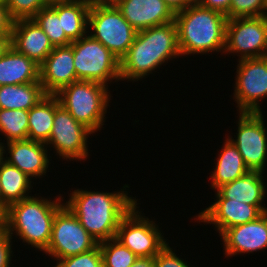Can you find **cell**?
<instances>
[{
  "mask_svg": "<svg viewBox=\"0 0 267 267\" xmlns=\"http://www.w3.org/2000/svg\"><path fill=\"white\" fill-rule=\"evenodd\" d=\"M122 188L114 192L75 189L64 204L99 243L116 237L121 219L137 203L138 199L124 191L129 186Z\"/></svg>",
  "mask_w": 267,
  "mask_h": 267,
  "instance_id": "cell-1",
  "label": "cell"
},
{
  "mask_svg": "<svg viewBox=\"0 0 267 267\" xmlns=\"http://www.w3.org/2000/svg\"><path fill=\"white\" fill-rule=\"evenodd\" d=\"M179 56L175 21L138 31L129 50L120 59V80L136 82Z\"/></svg>",
  "mask_w": 267,
  "mask_h": 267,
  "instance_id": "cell-2",
  "label": "cell"
},
{
  "mask_svg": "<svg viewBox=\"0 0 267 267\" xmlns=\"http://www.w3.org/2000/svg\"><path fill=\"white\" fill-rule=\"evenodd\" d=\"M227 16L196 2L175 13L178 46L184 55L222 52L225 48Z\"/></svg>",
  "mask_w": 267,
  "mask_h": 267,
  "instance_id": "cell-3",
  "label": "cell"
},
{
  "mask_svg": "<svg viewBox=\"0 0 267 267\" xmlns=\"http://www.w3.org/2000/svg\"><path fill=\"white\" fill-rule=\"evenodd\" d=\"M30 197L9 205L6 208L5 231L19 237L36 250L44 251L51 238L52 224L57 211L64 205L62 195L55 200Z\"/></svg>",
  "mask_w": 267,
  "mask_h": 267,
  "instance_id": "cell-4",
  "label": "cell"
},
{
  "mask_svg": "<svg viewBox=\"0 0 267 267\" xmlns=\"http://www.w3.org/2000/svg\"><path fill=\"white\" fill-rule=\"evenodd\" d=\"M109 86L95 81L78 80L63 87L57 94L62 105L77 122L93 133L102 130L111 94ZM105 117V118H104Z\"/></svg>",
  "mask_w": 267,
  "mask_h": 267,
  "instance_id": "cell-5",
  "label": "cell"
},
{
  "mask_svg": "<svg viewBox=\"0 0 267 267\" xmlns=\"http://www.w3.org/2000/svg\"><path fill=\"white\" fill-rule=\"evenodd\" d=\"M87 30L92 38L98 40L119 60L127 53L137 34L115 4L91 3Z\"/></svg>",
  "mask_w": 267,
  "mask_h": 267,
  "instance_id": "cell-6",
  "label": "cell"
},
{
  "mask_svg": "<svg viewBox=\"0 0 267 267\" xmlns=\"http://www.w3.org/2000/svg\"><path fill=\"white\" fill-rule=\"evenodd\" d=\"M74 67L78 80L95 81L108 86L120 80V60L88 33L72 41Z\"/></svg>",
  "mask_w": 267,
  "mask_h": 267,
  "instance_id": "cell-7",
  "label": "cell"
},
{
  "mask_svg": "<svg viewBox=\"0 0 267 267\" xmlns=\"http://www.w3.org/2000/svg\"><path fill=\"white\" fill-rule=\"evenodd\" d=\"M98 241L80 224L64 204L56 213L48 247L43 251L53 260L82 254L95 249Z\"/></svg>",
  "mask_w": 267,
  "mask_h": 267,
  "instance_id": "cell-8",
  "label": "cell"
},
{
  "mask_svg": "<svg viewBox=\"0 0 267 267\" xmlns=\"http://www.w3.org/2000/svg\"><path fill=\"white\" fill-rule=\"evenodd\" d=\"M138 204L121 219L115 238L138 257H155L168 242L159 226L139 211Z\"/></svg>",
  "mask_w": 267,
  "mask_h": 267,
  "instance_id": "cell-9",
  "label": "cell"
},
{
  "mask_svg": "<svg viewBox=\"0 0 267 267\" xmlns=\"http://www.w3.org/2000/svg\"><path fill=\"white\" fill-rule=\"evenodd\" d=\"M94 133L77 122L75 118L60 105L55 95V116L50 138L46 143L47 147L55 149L59 158L70 161L86 160L89 156L88 137Z\"/></svg>",
  "mask_w": 267,
  "mask_h": 267,
  "instance_id": "cell-10",
  "label": "cell"
},
{
  "mask_svg": "<svg viewBox=\"0 0 267 267\" xmlns=\"http://www.w3.org/2000/svg\"><path fill=\"white\" fill-rule=\"evenodd\" d=\"M224 53L238 60L267 56V15L228 19Z\"/></svg>",
  "mask_w": 267,
  "mask_h": 267,
  "instance_id": "cell-11",
  "label": "cell"
},
{
  "mask_svg": "<svg viewBox=\"0 0 267 267\" xmlns=\"http://www.w3.org/2000/svg\"><path fill=\"white\" fill-rule=\"evenodd\" d=\"M263 112H238L237 136L228 139L237 147L247 169L265 173L267 162V127Z\"/></svg>",
  "mask_w": 267,
  "mask_h": 267,
  "instance_id": "cell-12",
  "label": "cell"
},
{
  "mask_svg": "<svg viewBox=\"0 0 267 267\" xmlns=\"http://www.w3.org/2000/svg\"><path fill=\"white\" fill-rule=\"evenodd\" d=\"M234 97L239 112H262L259 102L267 97V56L237 61Z\"/></svg>",
  "mask_w": 267,
  "mask_h": 267,
  "instance_id": "cell-13",
  "label": "cell"
},
{
  "mask_svg": "<svg viewBox=\"0 0 267 267\" xmlns=\"http://www.w3.org/2000/svg\"><path fill=\"white\" fill-rule=\"evenodd\" d=\"M214 201L208 208L201 210L194 220L214 224L219 236L226 229L253 221L263 214L257 206L236 199L216 198Z\"/></svg>",
  "mask_w": 267,
  "mask_h": 267,
  "instance_id": "cell-14",
  "label": "cell"
},
{
  "mask_svg": "<svg viewBox=\"0 0 267 267\" xmlns=\"http://www.w3.org/2000/svg\"><path fill=\"white\" fill-rule=\"evenodd\" d=\"M220 236L226 258L266 250L267 212L253 221L226 229Z\"/></svg>",
  "mask_w": 267,
  "mask_h": 267,
  "instance_id": "cell-15",
  "label": "cell"
},
{
  "mask_svg": "<svg viewBox=\"0 0 267 267\" xmlns=\"http://www.w3.org/2000/svg\"><path fill=\"white\" fill-rule=\"evenodd\" d=\"M77 81L71 45L54 47L39 66V82L46 94L55 95Z\"/></svg>",
  "mask_w": 267,
  "mask_h": 267,
  "instance_id": "cell-16",
  "label": "cell"
},
{
  "mask_svg": "<svg viewBox=\"0 0 267 267\" xmlns=\"http://www.w3.org/2000/svg\"><path fill=\"white\" fill-rule=\"evenodd\" d=\"M47 148L45 143L29 139L11 141L6 144L4 143V155L6 151L8 153L3 159L9 164L16 166L31 179H40L42 178L41 176H46L49 164H51L49 163L51 156H48ZM8 154L9 157H7Z\"/></svg>",
  "mask_w": 267,
  "mask_h": 267,
  "instance_id": "cell-17",
  "label": "cell"
},
{
  "mask_svg": "<svg viewBox=\"0 0 267 267\" xmlns=\"http://www.w3.org/2000/svg\"><path fill=\"white\" fill-rule=\"evenodd\" d=\"M115 5L137 32L175 19V13L163 0H118Z\"/></svg>",
  "mask_w": 267,
  "mask_h": 267,
  "instance_id": "cell-18",
  "label": "cell"
},
{
  "mask_svg": "<svg viewBox=\"0 0 267 267\" xmlns=\"http://www.w3.org/2000/svg\"><path fill=\"white\" fill-rule=\"evenodd\" d=\"M9 44L39 66L54 48L48 36L33 19L14 21Z\"/></svg>",
  "mask_w": 267,
  "mask_h": 267,
  "instance_id": "cell-19",
  "label": "cell"
},
{
  "mask_svg": "<svg viewBox=\"0 0 267 267\" xmlns=\"http://www.w3.org/2000/svg\"><path fill=\"white\" fill-rule=\"evenodd\" d=\"M263 174L259 171H248L242 177L219 187L215 191V198L236 199L257 206L263 213L267 212V207L263 205L267 193Z\"/></svg>",
  "mask_w": 267,
  "mask_h": 267,
  "instance_id": "cell-20",
  "label": "cell"
},
{
  "mask_svg": "<svg viewBox=\"0 0 267 267\" xmlns=\"http://www.w3.org/2000/svg\"><path fill=\"white\" fill-rule=\"evenodd\" d=\"M39 82V65L9 43L0 52V86Z\"/></svg>",
  "mask_w": 267,
  "mask_h": 267,
  "instance_id": "cell-21",
  "label": "cell"
},
{
  "mask_svg": "<svg viewBox=\"0 0 267 267\" xmlns=\"http://www.w3.org/2000/svg\"><path fill=\"white\" fill-rule=\"evenodd\" d=\"M222 146L216 158L217 161L214 163L216 167L210 175L212 179L210 187L215 191L249 171L237 147L228 138Z\"/></svg>",
  "mask_w": 267,
  "mask_h": 267,
  "instance_id": "cell-22",
  "label": "cell"
},
{
  "mask_svg": "<svg viewBox=\"0 0 267 267\" xmlns=\"http://www.w3.org/2000/svg\"><path fill=\"white\" fill-rule=\"evenodd\" d=\"M27 174L20 171L16 166L9 164L4 159L0 162V183L2 189V205H9L30 197L33 189L32 181Z\"/></svg>",
  "mask_w": 267,
  "mask_h": 267,
  "instance_id": "cell-23",
  "label": "cell"
},
{
  "mask_svg": "<svg viewBox=\"0 0 267 267\" xmlns=\"http://www.w3.org/2000/svg\"><path fill=\"white\" fill-rule=\"evenodd\" d=\"M47 94L40 82L0 86V109L29 110Z\"/></svg>",
  "mask_w": 267,
  "mask_h": 267,
  "instance_id": "cell-24",
  "label": "cell"
},
{
  "mask_svg": "<svg viewBox=\"0 0 267 267\" xmlns=\"http://www.w3.org/2000/svg\"><path fill=\"white\" fill-rule=\"evenodd\" d=\"M55 95L47 94L28 110V139L47 143L53 128Z\"/></svg>",
  "mask_w": 267,
  "mask_h": 267,
  "instance_id": "cell-25",
  "label": "cell"
},
{
  "mask_svg": "<svg viewBox=\"0 0 267 267\" xmlns=\"http://www.w3.org/2000/svg\"><path fill=\"white\" fill-rule=\"evenodd\" d=\"M90 6V0L53 6L58 12L65 35L71 41L79 40L87 34Z\"/></svg>",
  "mask_w": 267,
  "mask_h": 267,
  "instance_id": "cell-26",
  "label": "cell"
},
{
  "mask_svg": "<svg viewBox=\"0 0 267 267\" xmlns=\"http://www.w3.org/2000/svg\"><path fill=\"white\" fill-rule=\"evenodd\" d=\"M0 132L6 143L28 139V110L0 109Z\"/></svg>",
  "mask_w": 267,
  "mask_h": 267,
  "instance_id": "cell-27",
  "label": "cell"
},
{
  "mask_svg": "<svg viewBox=\"0 0 267 267\" xmlns=\"http://www.w3.org/2000/svg\"><path fill=\"white\" fill-rule=\"evenodd\" d=\"M32 19L48 36L53 47L67 46L72 43L65 35L58 12L53 7L42 8Z\"/></svg>",
  "mask_w": 267,
  "mask_h": 267,
  "instance_id": "cell-28",
  "label": "cell"
},
{
  "mask_svg": "<svg viewBox=\"0 0 267 267\" xmlns=\"http://www.w3.org/2000/svg\"><path fill=\"white\" fill-rule=\"evenodd\" d=\"M104 267H131L138 258L116 238L99 242Z\"/></svg>",
  "mask_w": 267,
  "mask_h": 267,
  "instance_id": "cell-29",
  "label": "cell"
},
{
  "mask_svg": "<svg viewBox=\"0 0 267 267\" xmlns=\"http://www.w3.org/2000/svg\"><path fill=\"white\" fill-rule=\"evenodd\" d=\"M267 15L266 0H231L229 19Z\"/></svg>",
  "mask_w": 267,
  "mask_h": 267,
  "instance_id": "cell-30",
  "label": "cell"
},
{
  "mask_svg": "<svg viewBox=\"0 0 267 267\" xmlns=\"http://www.w3.org/2000/svg\"><path fill=\"white\" fill-rule=\"evenodd\" d=\"M5 5L14 21L32 19L42 8L44 0H6Z\"/></svg>",
  "mask_w": 267,
  "mask_h": 267,
  "instance_id": "cell-31",
  "label": "cell"
},
{
  "mask_svg": "<svg viewBox=\"0 0 267 267\" xmlns=\"http://www.w3.org/2000/svg\"><path fill=\"white\" fill-rule=\"evenodd\" d=\"M56 263L53 267H104L99 245L89 252L56 260Z\"/></svg>",
  "mask_w": 267,
  "mask_h": 267,
  "instance_id": "cell-32",
  "label": "cell"
},
{
  "mask_svg": "<svg viewBox=\"0 0 267 267\" xmlns=\"http://www.w3.org/2000/svg\"><path fill=\"white\" fill-rule=\"evenodd\" d=\"M155 267H190L184 259L178 255L167 245L155 256ZM192 267V266H191Z\"/></svg>",
  "mask_w": 267,
  "mask_h": 267,
  "instance_id": "cell-33",
  "label": "cell"
},
{
  "mask_svg": "<svg viewBox=\"0 0 267 267\" xmlns=\"http://www.w3.org/2000/svg\"><path fill=\"white\" fill-rule=\"evenodd\" d=\"M12 239L5 230L0 231V267H11L12 256Z\"/></svg>",
  "mask_w": 267,
  "mask_h": 267,
  "instance_id": "cell-34",
  "label": "cell"
},
{
  "mask_svg": "<svg viewBox=\"0 0 267 267\" xmlns=\"http://www.w3.org/2000/svg\"><path fill=\"white\" fill-rule=\"evenodd\" d=\"M14 20L9 14L6 5L0 4V37L10 42Z\"/></svg>",
  "mask_w": 267,
  "mask_h": 267,
  "instance_id": "cell-35",
  "label": "cell"
},
{
  "mask_svg": "<svg viewBox=\"0 0 267 267\" xmlns=\"http://www.w3.org/2000/svg\"><path fill=\"white\" fill-rule=\"evenodd\" d=\"M202 7L219 11L229 19V9L231 0H195Z\"/></svg>",
  "mask_w": 267,
  "mask_h": 267,
  "instance_id": "cell-36",
  "label": "cell"
},
{
  "mask_svg": "<svg viewBox=\"0 0 267 267\" xmlns=\"http://www.w3.org/2000/svg\"><path fill=\"white\" fill-rule=\"evenodd\" d=\"M163 1L170 7V9L174 13L185 10L190 5L195 3V0H163Z\"/></svg>",
  "mask_w": 267,
  "mask_h": 267,
  "instance_id": "cell-37",
  "label": "cell"
},
{
  "mask_svg": "<svg viewBox=\"0 0 267 267\" xmlns=\"http://www.w3.org/2000/svg\"><path fill=\"white\" fill-rule=\"evenodd\" d=\"M131 267H155V257H138Z\"/></svg>",
  "mask_w": 267,
  "mask_h": 267,
  "instance_id": "cell-38",
  "label": "cell"
},
{
  "mask_svg": "<svg viewBox=\"0 0 267 267\" xmlns=\"http://www.w3.org/2000/svg\"><path fill=\"white\" fill-rule=\"evenodd\" d=\"M79 1L82 0H44V4L46 7H53L55 5L70 4Z\"/></svg>",
  "mask_w": 267,
  "mask_h": 267,
  "instance_id": "cell-39",
  "label": "cell"
},
{
  "mask_svg": "<svg viewBox=\"0 0 267 267\" xmlns=\"http://www.w3.org/2000/svg\"><path fill=\"white\" fill-rule=\"evenodd\" d=\"M6 208L0 203V231L5 229Z\"/></svg>",
  "mask_w": 267,
  "mask_h": 267,
  "instance_id": "cell-40",
  "label": "cell"
},
{
  "mask_svg": "<svg viewBox=\"0 0 267 267\" xmlns=\"http://www.w3.org/2000/svg\"><path fill=\"white\" fill-rule=\"evenodd\" d=\"M118 0H91V3L98 4H115Z\"/></svg>",
  "mask_w": 267,
  "mask_h": 267,
  "instance_id": "cell-41",
  "label": "cell"
},
{
  "mask_svg": "<svg viewBox=\"0 0 267 267\" xmlns=\"http://www.w3.org/2000/svg\"><path fill=\"white\" fill-rule=\"evenodd\" d=\"M0 141H2V139ZM3 157H4V143L0 142V162L3 160Z\"/></svg>",
  "mask_w": 267,
  "mask_h": 267,
  "instance_id": "cell-42",
  "label": "cell"
},
{
  "mask_svg": "<svg viewBox=\"0 0 267 267\" xmlns=\"http://www.w3.org/2000/svg\"><path fill=\"white\" fill-rule=\"evenodd\" d=\"M8 43L4 40V39H2L1 37H0V52L3 50V48L7 45Z\"/></svg>",
  "mask_w": 267,
  "mask_h": 267,
  "instance_id": "cell-43",
  "label": "cell"
},
{
  "mask_svg": "<svg viewBox=\"0 0 267 267\" xmlns=\"http://www.w3.org/2000/svg\"><path fill=\"white\" fill-rule=\"evenodd\" d=\"M0 203L2 204V189H1V183H0Z\"/></svg>",
  "mask_w": 267,
  "mask_h": 267,
  "instance_id": "cell-44",
  "label": "cell"
},
{
  "mask_svg": "<svg viewBox=\"0 0 267 267\" xmlns=\"http://www.w3.org/2000/svg\"><path fill=\"white\" fill-rule=\"evenodd\" d=\"M6 0H0L1 5H5Z\"/></svg>",
  "mask_w": 267,
  "mask_h": 267,
  "instance_id": "cell-45",
  "label": "cell"
}]
</instances>
